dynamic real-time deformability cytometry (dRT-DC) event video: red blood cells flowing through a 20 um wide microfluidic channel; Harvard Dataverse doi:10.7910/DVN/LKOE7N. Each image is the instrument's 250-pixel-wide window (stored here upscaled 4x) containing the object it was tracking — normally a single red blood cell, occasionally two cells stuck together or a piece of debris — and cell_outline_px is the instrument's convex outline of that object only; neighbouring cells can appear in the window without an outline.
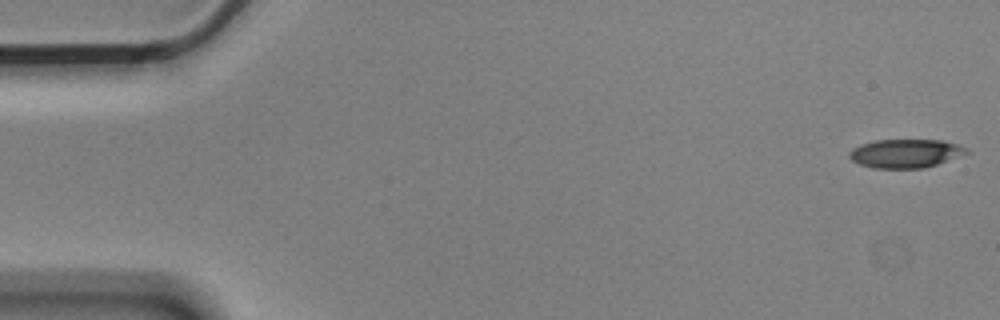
{"species": "Egyptian fruit bat (a non-hibernating species)", "species_latin": "Rousettus aegyptiacus", "temperature_condition": "cold", "stored_images_in_passage": 16, "camera_frame_rate_fps": 3000, "um_per_image_px": 0.085, "animal": {"sex": "male"}, "frame": {"image": 1, "passage_image": 1, "time_ms": 0.0, "image_size_px": [1000, 320], "cell_outline_px": [[972, 152], [924, 168], [872, 168], [860, 164], [852, 160], [848, 156], [848, 152], [852, 148], [860, 144], [876, 140], [944, 140], [968, 148]], "centroid_in_image_um": [76.97, 13.03], "position_along_channel_um": 8.0, "area_um2": 19.65}}
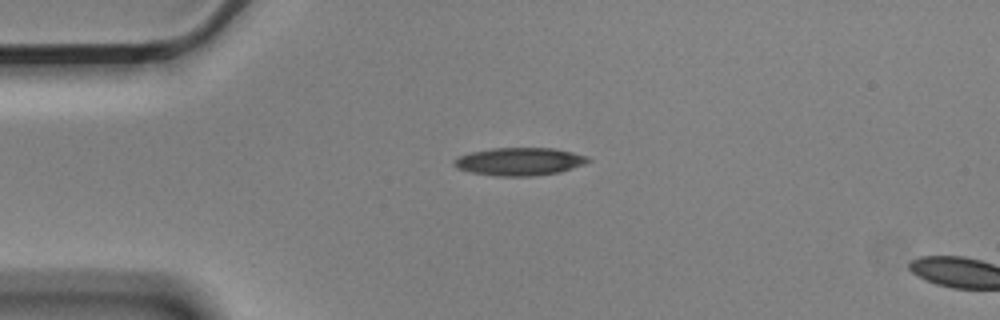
{"frame": {"image": 2, "passage_image": 13, "time_ms": 4.0, "image_size_px": [1000, 320], "cell_outline_px": [[592, 160], [584, 164], [560, 172], [532, 176], [496, 176], [472, 172], [456, 168], [452, 164], [452, 160], [460, 156], [472, 152], [492, 148], [552, 148], [572, 152], [588, 156]], "centroid_in_image_um": [44.16, 13.73], "position_along_channel_um": 40.8, "area_um2": 21.73}}